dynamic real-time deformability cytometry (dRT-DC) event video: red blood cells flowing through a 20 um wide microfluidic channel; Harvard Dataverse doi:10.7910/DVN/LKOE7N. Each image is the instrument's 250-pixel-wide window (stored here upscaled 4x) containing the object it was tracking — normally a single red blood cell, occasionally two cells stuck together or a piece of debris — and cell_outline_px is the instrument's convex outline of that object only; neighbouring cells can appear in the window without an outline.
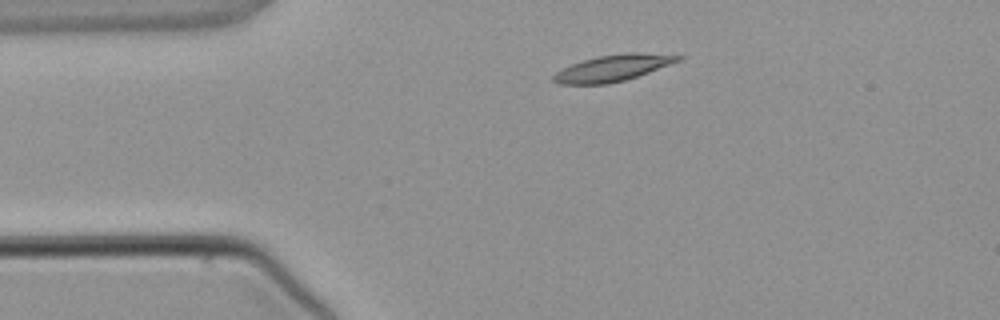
{"species": "common noctule bat (a hibernating species)", "species_latin": "Nyctalus noctula", "temperature_condition": "warm", "stored_images_in_passage": 4, "camera_frame_rate_fps": 3000, "um_per_image_px": 0.085, "animal": {"sex": "male", "body_mass_g": 21.5, "forearm_length_mm": 52.0}, "frame": {"image": 1, "passage_image": 4, "time_ms": 5.0, "image_size_px": [1000, 320], "cell_outline_px": [[684, 56], [680, 60], [648, 72], [624, 80], [608, 84], [556, 84], [548, 80], [556, 72], [572, 64], [596, 56], [624, 52], [640, 52]], "centroid_in_image_um": [52.02, 5.78], "position_along_channel_um": 33.0, "area_um2": 19.13}}